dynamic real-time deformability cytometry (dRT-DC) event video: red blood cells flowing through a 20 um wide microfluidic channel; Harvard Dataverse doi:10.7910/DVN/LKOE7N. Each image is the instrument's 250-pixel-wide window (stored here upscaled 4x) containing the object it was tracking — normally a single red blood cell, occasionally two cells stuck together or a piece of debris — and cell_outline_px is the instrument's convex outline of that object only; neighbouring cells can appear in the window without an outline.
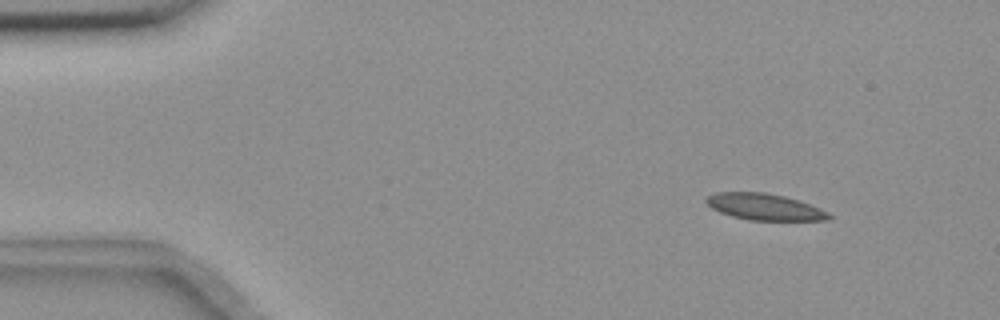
{"species": "common noctule bat (a hibernating species)", "species_latin": "Nyctalus noctula", "temperature_condition": "room temperature", "stored_images_in_passage": 6, "camera_frame_rate_fps": 3000, "um_per_image_px": 0.085, "animal": {"sex": "female", "body_mass_g": 18.4}, "frame": {"image": 1, "passage_image": 1, "time_ms": 0.0, "image_size_px": [1000, 320], "cell_outline_px": [[832, 216], [828, 220], [748, 220], [732, 216], [720, 212], [712, 208], [704, 200], [708, 196], [716, 192], [764, 192], [784, 196], [820, 208], [828, 212]], "centroid_in_image_um": [64.97, 17.58], "position_along_channel_um": 20.0, "area_um2": 18.73}}
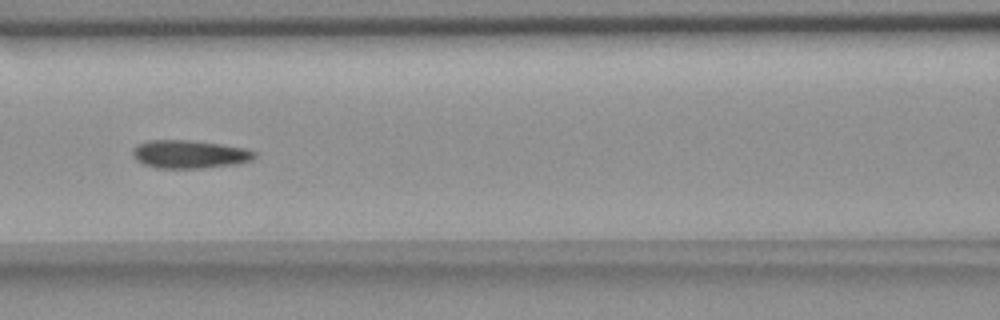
{"frame": {"image": 2, "passage_image": 6, "time_ms": 6.0, "image_size_px": [1000, 320], "cell_outline_px": [[256, 156], [252, 160], [236, 164], [204, 168], [156, 168], [144, 164], [136, 160], [132, 156], [132, 148], [136, 144], [148, 140], [188, 140], [220, 144], [244, 148], [256, 152]], "centroid_in_image_um": [16.07, 13.11], "position_along_channel_um": 150.5, "area_um2": 20.11}}